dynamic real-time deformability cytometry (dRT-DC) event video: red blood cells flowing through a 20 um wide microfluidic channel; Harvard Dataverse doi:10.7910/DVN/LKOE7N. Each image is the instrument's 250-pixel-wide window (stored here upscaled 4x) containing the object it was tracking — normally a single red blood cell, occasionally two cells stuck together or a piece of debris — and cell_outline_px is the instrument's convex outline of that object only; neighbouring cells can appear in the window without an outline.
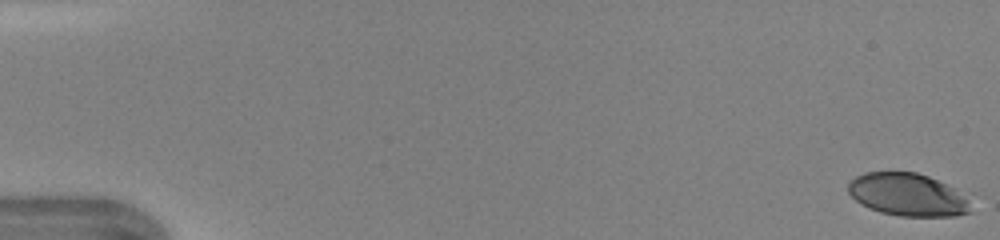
{"species": "human", "species_latin": "Homo sapiens", "temperature_condition": "warm", "stored_images_in_passage": 47, "camera_frame_rate_fps": 3000, "um_per_image_px": 0.085, "donor": {"sex": "female"}, "frame": {"image": 1, "passage_image": 1, "time_ms": 0.0, "image_size_px": [1000, 240], "cell_outline_px": [[972, 212], [956, 216], [900, 216], [880, 212], [868, 208], [860, 204], [848, 192], [848, 184], [856, 176], [864, 172], [916, 172], [928, 176], [960, 192], [964, 196]], "centroid_in_image_um": [77.11, 16.56], "position_along_channel_um": 7.9, "area_um2": 30.23}}
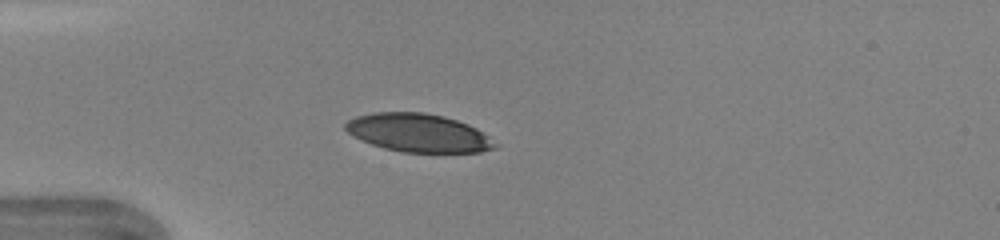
{"frame": {"image": 2, "passage_image": 14, "time_ms": 4.333, "image_size_px": [1000, 240], "cell_outline_px": [[496, 148], [480, 152], [404, 152], [384, 148], [372, 144], [352, 136], [344, 128], [344, 124], [348, 120], [356, 116], [372, 112], [424, 112], [444, 116], [468, 124], [476, 128], [488, 136], [496, 144]], "centroid_in_image_um": [35.53, 11.28], "position_along_channel_um": 49.5, "area_um2": 33.29}}
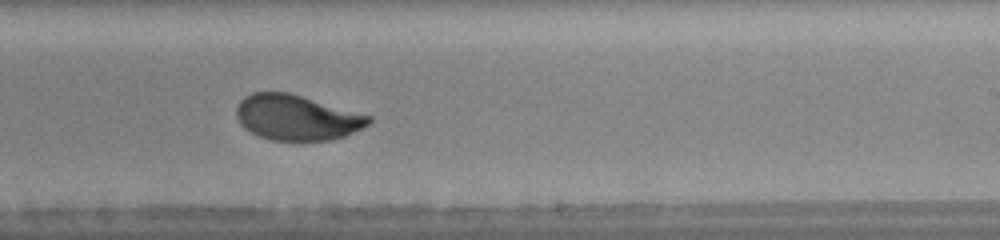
{"frame": {"image": 3, "passage_image": 30, "time_ms": 9.667, "image_size_px": [1000, 240], "cell_outline_px": [[372, 120], [364, 128], [344, 136], [328, 140], [272, 140], [260, 136], [244, 128], [240, 124], [236, 116], [236, 108], [240, 100], [244, 96], [252, 92], [288, 92], [372, 116]], "centroid_in_image_um": [25.21, 9.98], "position_along_channel_um": 263.8, "area_um2": 34.85}, "authors_computed_cell_mechanics": {"area_um2": 34.7956, "velocity_mm_per_s": 4.3634, "shape_relaxation_time_tau1_ms": 3.5232, "shape_relaxation_time_tau2_ms": null, "deformation_change_tau1": 0.1566, "deformation_change_tau2": null}}